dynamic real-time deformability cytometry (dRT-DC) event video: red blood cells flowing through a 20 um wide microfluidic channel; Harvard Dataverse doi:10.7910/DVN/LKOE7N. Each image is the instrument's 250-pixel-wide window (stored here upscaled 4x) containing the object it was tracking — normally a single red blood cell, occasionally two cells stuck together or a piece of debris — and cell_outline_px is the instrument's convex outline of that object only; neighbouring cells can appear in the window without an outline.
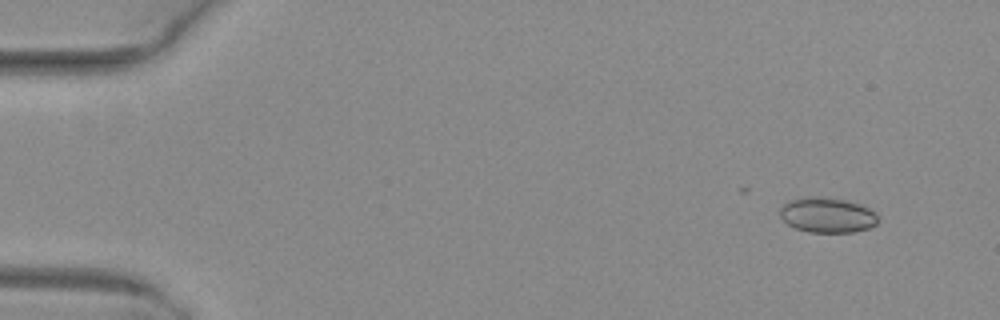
{"species": "common noctule bat (a hibernating species)", "species_latin": "Nyctalus noctula", "temperature_condition": "warm", "stored_images_in_passage": 7, "camera_frame_rate_fps": 3000, "um_per_image_px": 0.085, "animal": {"sex": "female", "body_mass_g": 29.2, "forearm_length_mm": 56.3}, "frame": {"image": 1, "passage_image": 2, "time_ms": 0.333, "image_size_px": [1000, 320], "cell_outline_px": [[876, 224], [868, 228], [852, 232], [808, 232], [796, 228], [788, 224], [780, 216], [780, 208], [784, 204], [792, 200], [804, 196], [820, 196], [844, 200], [860, 204], [876, 212]], "centroid_in_image_um": [70.3, 18.27], "position_along_channel_um": 14.7, "area_um2": 19.94}}
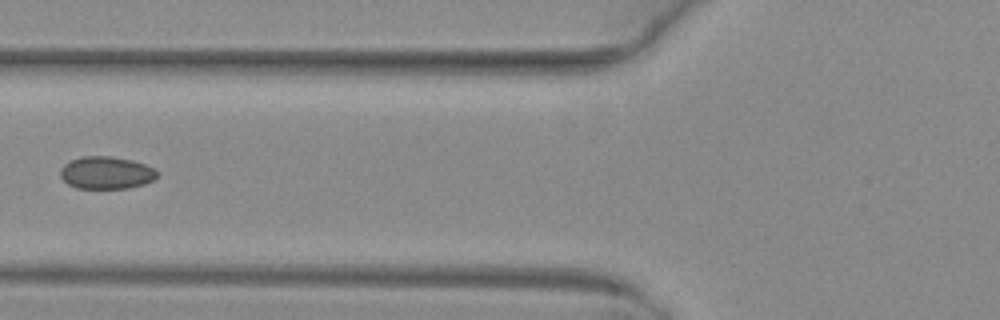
{"frame": {"image": 2, "passage_image": 6, "time_ms": 1.667, "image_size_px": [1000, 320], "cell_outline_px": [[160, 176], [156, 180], [144, 184], [128, 188], [76, 188], [68, 184], [60, 176], [60, 168], [64, 164], [72, 160], [84, 156], [108, 156], [132, 160], [144, 164], [160, 172]], "centroid_in_image_um": [9.07, 14.69], "position_along_channel_um": 116.7, "area_um2": 18.44}}
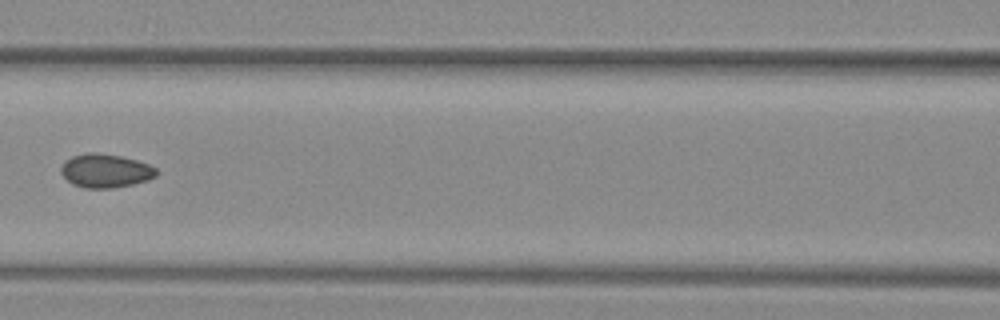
{"frame": {"image": 3, "passage_image": 7, "time_ms": 2.0, "image_size_px": [1000, 320], "cell_outline_px": [[156, 176], [148, 180], [132, 184], [112, 188], [84, 188], [72, 184], [60, 172], [60, 168], [64, 160], [72, 156], [88, 152], [96, 152], [120, 156], [136, 160], [148, 164], [156, 168]], "centroid_in_image_um": [8.93, 14.51], "position_along_channel_um": 157.7, "area_um2": 18.73}}